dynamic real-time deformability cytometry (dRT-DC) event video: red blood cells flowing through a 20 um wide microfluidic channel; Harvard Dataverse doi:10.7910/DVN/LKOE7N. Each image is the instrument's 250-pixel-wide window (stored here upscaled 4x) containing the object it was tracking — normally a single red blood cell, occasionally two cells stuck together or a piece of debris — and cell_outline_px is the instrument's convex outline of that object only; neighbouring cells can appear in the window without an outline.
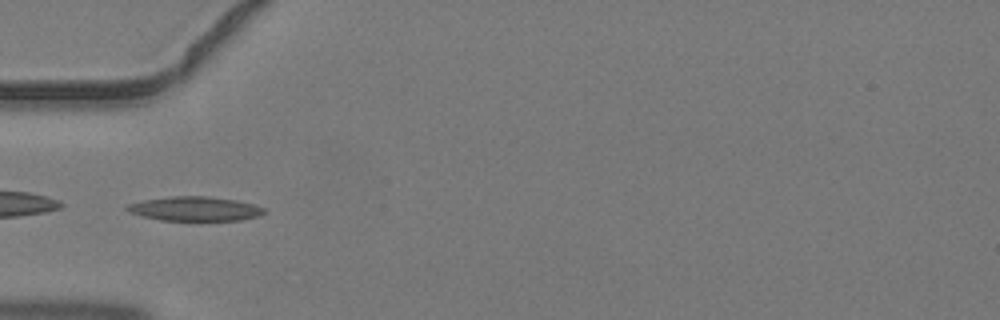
{"species": "common noctule bat (a hibernating species)", "species_latin": "Nyctalus noctula", "temperature_condition": "warm", "stored_images_in_passage": 10, "camera_frame_rate_fps": 3000, "um_per_image_px": 0.085, "animal": {"sex": "male", "body_mass_g": 19.2, "forearm_length_mm": 51.8}, "frame": {"image": 1, "passage_image": 1, "time_ms": 0.0, "image_size_px": [1000, 320], "cell_outline_px": [[268, 212], [260, 216], [240, 220], [160, 220], [128, 212], [124, 208], [128, 204], [144, 200], [168, 196], [208, 196], [236, 200], [252, 204], [264, 208]], "centroid_in_image_um": [16.58, 17.74], "position_along_channel_um": 68.4, "area_um2": 19.42}}
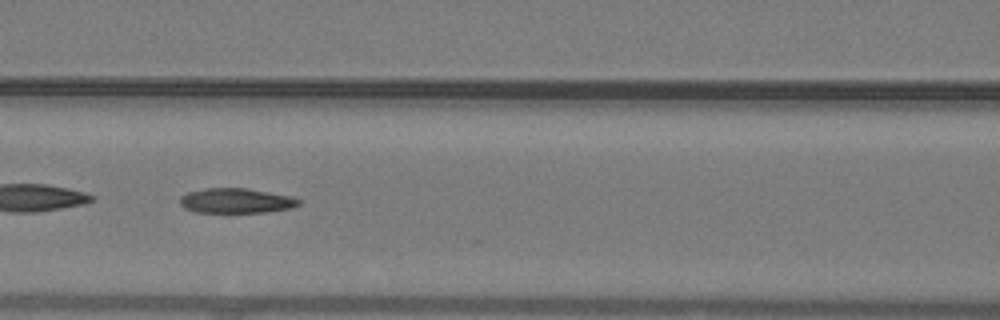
{"frame": {"image": 2, "passage_image": 6, "time_ms": 1.667, "image_size_px": [1000, 320], "cell_outline_px": [[300, 204], [292, 208], [264, 212], [196, 212], [184, 208], [180, 204], [180, 196], [188, 192], [204, 188], [244, 188], [268, 192], [288, 196], [300, 200]], "centroid_in_image_um": [20.02, 17.06], "position_along_channel_um": 146.6, "area_um2": 17.05}}
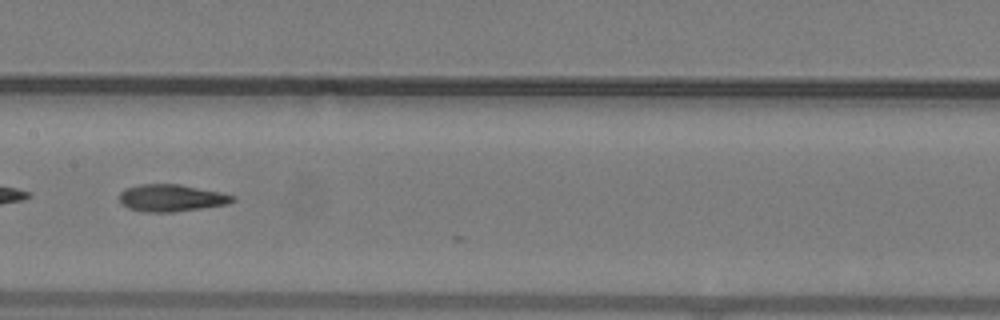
{"frame": {"image": 3, "passage_image": 9, "time_ms": 2.667, "image_size_px": [1000, 320], "cell_outline_px": [[236, 200], [228, 204], [172, 212], [144, 212], [128, 208], [120, 200], [120, 192], [124, 188], [140, 184], [180, 184], [220, 192], [236, 196]], "centroid_in_image_um": [14.57, 16.82], "position_along_channel_um": 192.8, "area_um2": 17.86}}